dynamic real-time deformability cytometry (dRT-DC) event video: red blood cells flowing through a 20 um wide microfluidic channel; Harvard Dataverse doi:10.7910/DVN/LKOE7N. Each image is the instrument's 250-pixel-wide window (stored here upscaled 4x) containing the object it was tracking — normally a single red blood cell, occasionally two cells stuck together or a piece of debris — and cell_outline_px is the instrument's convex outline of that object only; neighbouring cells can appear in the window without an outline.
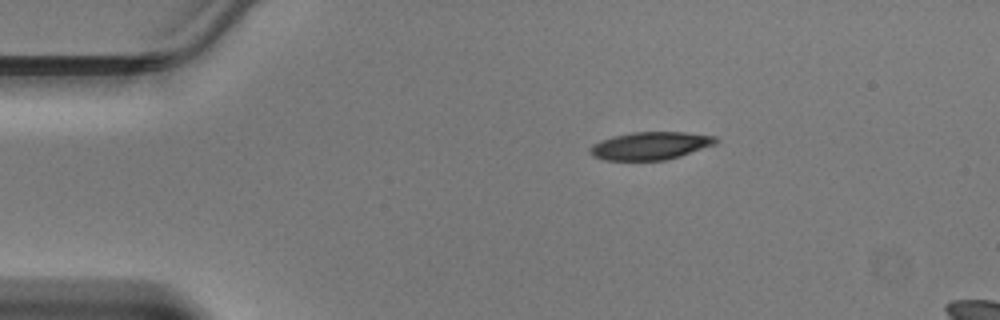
{"species": "Egyptian fruit bat (a non-hibernating species)", "species_latin": "Rousettus aegyptiacus", "temperature_condition": "warm", "stored_images_in_passage": 38, "camera_frame_rate_fps": 3000, "um_per_image_px": 0.085, "animal": {"sex": "male"}, "frame": {"image": 1, "passage_image": 1, "time_ms": 0.0, "image_size_px": [1000, 320], "cell_outline_px": [[720, 140], [716, 144], [680, 156], [664, 160], [604, 160], [592, 156], [588, 152], [592, 144], [612, 136], [632, 132], [684, 132], [716, 136]], "centroid_in_image_um": [55.28, 12.38], "position_along_channel_um": 29.7, "area_um2": 20.46}}
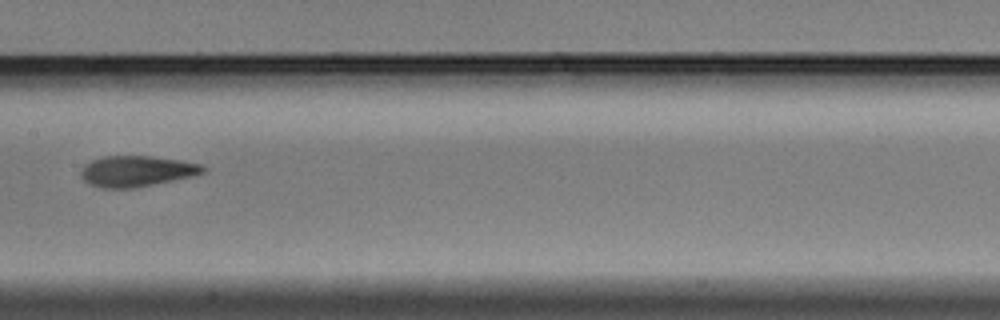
{"frame": {"image": 2, "passage_image": 16, "time_ms": 5.0, "image_size_px": [1000, 320], "cell_outline_px": [[208, 172], [192, 176], [136, 188], [104, 188], [92, 184], [84, 180], [80, 176], [80, 172], [84, 164], [92, 160], [104, 156], [152, 156], [204, 164], [208, 168]], "centroid_in_image_um": [11.67, 14.54], "position_along_channel_um": 195.7, "area_um2": 22.08}}
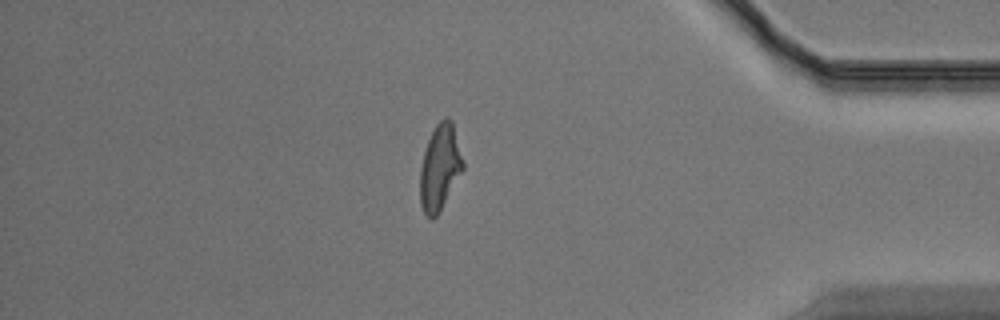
{"frame": {"image": 3, "passage_image": 32, "time_ms": 10.333, "image_size_px": [1000, 320], "cell_outline_px": [[464, 168], [440, 212], [432, 220], [424, 212], [420, 204], [420, 168], [424, 152], [428, 140], [436, 124], [444, 116], [448, 116], [452, 120], [464, 164]], "centroid_in_image_um": [37.39, 14.23], "position_along_channel_um": 397.8, "area_um2": 21.44}}